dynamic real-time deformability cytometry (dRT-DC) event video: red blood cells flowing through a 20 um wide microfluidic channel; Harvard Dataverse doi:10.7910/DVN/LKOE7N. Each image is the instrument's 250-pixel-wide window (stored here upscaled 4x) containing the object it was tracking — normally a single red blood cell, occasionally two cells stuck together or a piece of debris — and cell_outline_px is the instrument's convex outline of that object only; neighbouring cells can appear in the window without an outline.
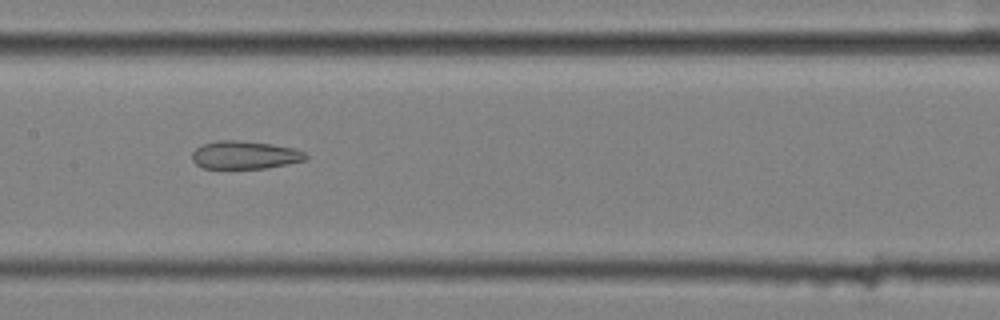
{"species": "common noctule bat (a hibernating species)", "species_latin": "Nyctalus noctula", "temperature_condition": "cold", "stored_images_in_passage": 10, "camera_frame_rate_fps": 3000, "um_per_image_px": 0.085, "animal": {"sex": "female", "body_mass_g": 25.1}, "frame": {"image": 1, "passage_image": 9, "time_ms": 2.667, "image_size_px": [1000, 320], "cell_outline_px": [[308, 156], [304, 160], [268, 168], [204, 168], [196, 164], [192, 160], [192, 152], [196, 148], [204, 144], [216, 140], [236, 140], [272, 144], [296, 148], [304, 152]], "centroid_in_image_um": [20.8, 13.17], "position_along_channel_um": 186.6, "area_um2": 18.5}}
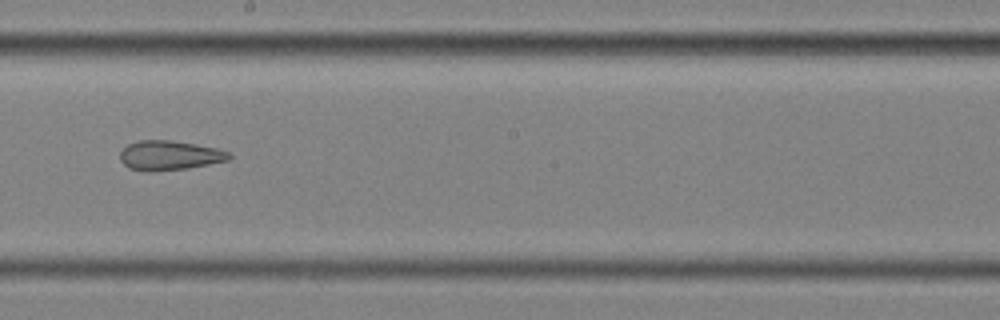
{"frame": {"image": 2, "passage_image": 10, "time_ms": 3.0, "image_size_px": [1000, 320], "cell_outline_px": [[232, 156], [228, 160], [188, 168], [152, 172], [128, 168], [120, 160], [120, 152], [128, 144], [140, 140], [172, 140], [196, 144], [216, 148], [228, 152]], "centroid_in_image_um": [14.39, 13.21], "position_along_channel_um": 233.8, "area_um2": 18.73}}